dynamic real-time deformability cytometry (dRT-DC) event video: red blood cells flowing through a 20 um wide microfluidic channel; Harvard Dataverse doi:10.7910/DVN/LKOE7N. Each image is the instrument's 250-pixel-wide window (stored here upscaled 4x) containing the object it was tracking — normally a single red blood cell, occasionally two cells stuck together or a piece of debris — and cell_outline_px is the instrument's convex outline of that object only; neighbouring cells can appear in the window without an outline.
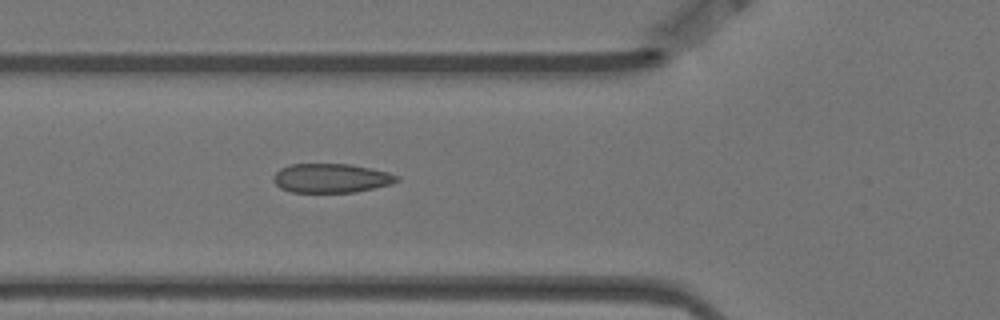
{"species": "Egyptian fruit bat (a non-hibernating species)", "species_latin": "Rousettus aegyptiacus", "temperature_condition": "warm", "stored_images_in_passage": 4, "camera_frame_rate_fps": 3000, "um_per_image_px": 0.085, "animal": {"sex": "female"}, "frame": {"image": 1, "passage_image": 4, "time_ms": 1.0, "image_size_px": [1000, 320], "cell_outline_px": [[400, 180], [392, 184], [356, 192], [292, 192], [280, 188], [272, 180], [272, 176], [280, 168], [292, 164], [348, 164], [388, 172], [400, 176]], "centroid_in_image_um": [28.15, 15.15], "position_along_channel_um": 97.7, "area_um2": 20.98}}